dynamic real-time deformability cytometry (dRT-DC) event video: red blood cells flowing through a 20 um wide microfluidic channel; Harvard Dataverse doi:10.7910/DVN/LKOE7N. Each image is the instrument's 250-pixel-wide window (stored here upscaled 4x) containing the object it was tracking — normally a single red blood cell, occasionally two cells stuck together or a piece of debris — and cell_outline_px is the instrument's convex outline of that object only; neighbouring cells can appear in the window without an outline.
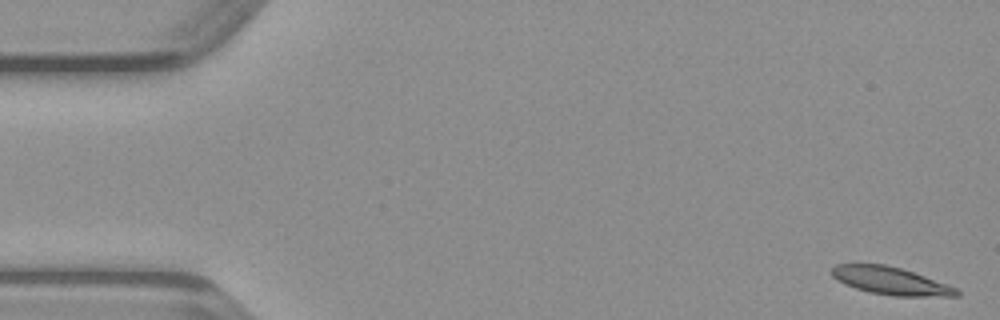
{"species": "common noctule bat (a hibernating species)", "species_latin": "Nyctalus noctula", "temperature_condition": "warm", "stored_images_in_passage": 48, "camera_frame_rate_fps": 3000, "um_per_image_px": 0.085, "animal": {"sex": "male", "body_mass_g": 23.1, "forearm_length_mm": 52.7}, "frame": {"image": 1, "passage_image": 1, "time_ms": 0.0, "image_size_px": [1000, 320], "cell_outline_px": [[960, 296], [896, 296], [868, 292], [844, 284], [832, 276], [832, 268], [836, 264], [884, 264], [900, 268], [960, 288]], "centroid_in_image_um": [75.74, 23.88], "position_along_channel_um": 9.3, "area_um2": 20.06}}
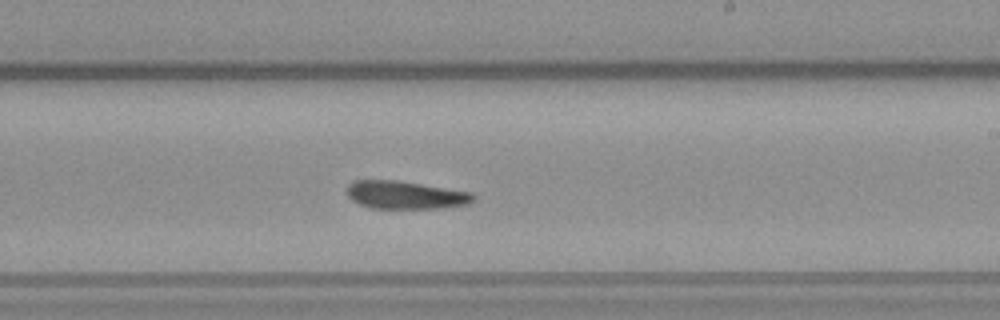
{"frame": {"image": 2, "passage_image": 28, "time_ms": 9.0, "image_size_px": [1000, 320], "cell_outline_px": [[476, 200], [468, 204], [436, 208], [372, 208], [360, 204], [352, 200], [348, 196], [348, 184], [356, 180], [396, 180], [472, 192], [476, 196]], "centroid_in_image_um": [34.49, 16.57], "position_along_channel_um": 254.5, "area_um2": 20.46}}
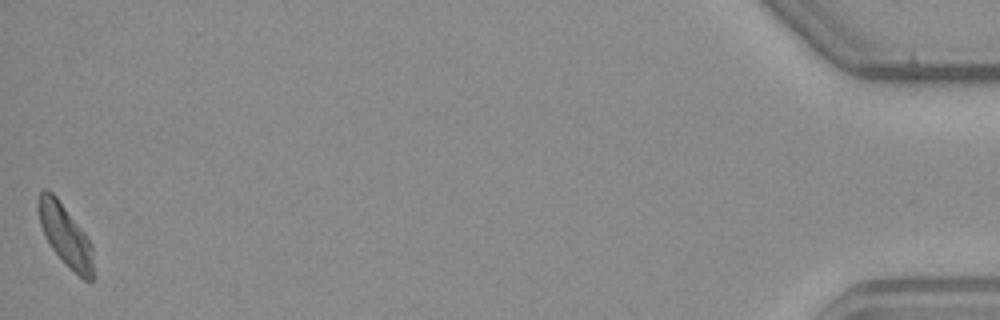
{"frame": {"image": 3, "passage_image": 48, "time_ms": 15.667, "image_size_px": [1000, 320], "cell_outline_px": [[96, 276], [92, 280], [84, 280], [52, 248], [44, 236], [40, 224], [36, 208], [36, 204], [40, 192], [44, 188], [48, 188], [56, 196], [84, 232], [92, 244]], "centroid_in_image_um": [5.56, 19.97], "position_along_channel_um": 429.6, "area_um2": 19.83}}